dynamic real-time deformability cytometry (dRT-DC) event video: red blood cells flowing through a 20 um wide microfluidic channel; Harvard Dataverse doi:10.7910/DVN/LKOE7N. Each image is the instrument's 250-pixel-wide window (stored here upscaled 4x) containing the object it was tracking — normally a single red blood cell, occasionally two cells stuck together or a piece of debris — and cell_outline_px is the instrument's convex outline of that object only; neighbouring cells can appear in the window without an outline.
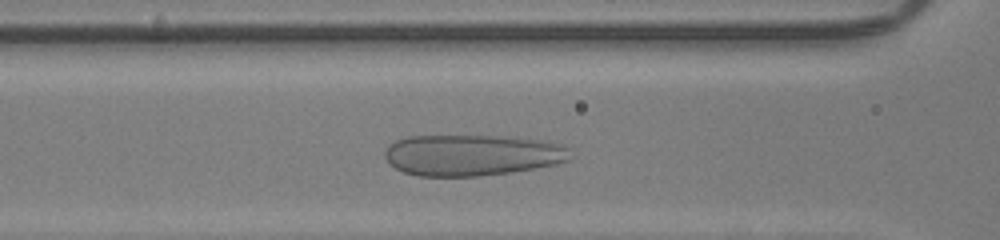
{"species": "human", "species_latin": "Homo sapiens", "temperature_condition": "room temperature", "stored_images_in_passage": 33, "camera_frame_rate_fps": 3000, "um_per_image_px": 0.085, "donor": {"sex": "male"}, "frame": {"image": 1, "passage_image": 12, "time_ms": 3.667, "image_size_px": [1000, 240], "cell_outline_px": [[568, 160], [556, 164], [536, 168], [508, 172], [476, 176], [420, 176], [404, 172], [396, 168], [384, 156], [384, 152], [396, 140], [408, 136], [512, 136], [544, 140], [568, 148]], "centroid_in_image_um": [40.12, 13.17], "position_along_channel_um": 126.5, "area_um2": 44.16}}
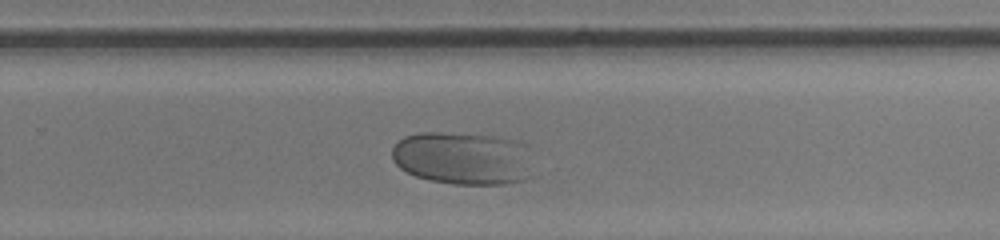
{"frame": {"image": 2, "passage_image": 24, "time_ms": 7.667, "image_size_px": [1000, 240], "cell_outline_px": [[528, 176], [524, 180], [504, 184], [452, 184], [432, 180], [416, 176], [400, 168], [392, 160], [392, 148], [404, 136], [416, 132], [440, 132], [500, 136], [520, 140], [524, 144]], "centroid_in_image_um": [39.26, 13.43], "position_along_channel_um": 290.5, "area_um2": 43.23}}
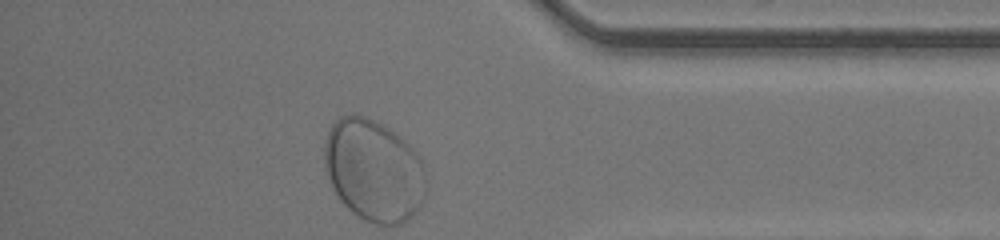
{"frame": {"image": 3, "passage_image": 33, "time_ms": 10.667, "image_size_px": [1000, 240], "cell_outline_px": [[424, 172], [420, 208], [412, 216], [400, 224], [376, 224], [352, 212], [340, 200], [332, 188], [324, 168], [324, 140], [332, 124], [340, 116], [352, 112], [364, 116], [396, 132], [420, 156], [424, 168]], "centroid_in_image_um": [31.71, 14.45], "position_along_channel_um": 403.5, "area_um2": 60.17}}